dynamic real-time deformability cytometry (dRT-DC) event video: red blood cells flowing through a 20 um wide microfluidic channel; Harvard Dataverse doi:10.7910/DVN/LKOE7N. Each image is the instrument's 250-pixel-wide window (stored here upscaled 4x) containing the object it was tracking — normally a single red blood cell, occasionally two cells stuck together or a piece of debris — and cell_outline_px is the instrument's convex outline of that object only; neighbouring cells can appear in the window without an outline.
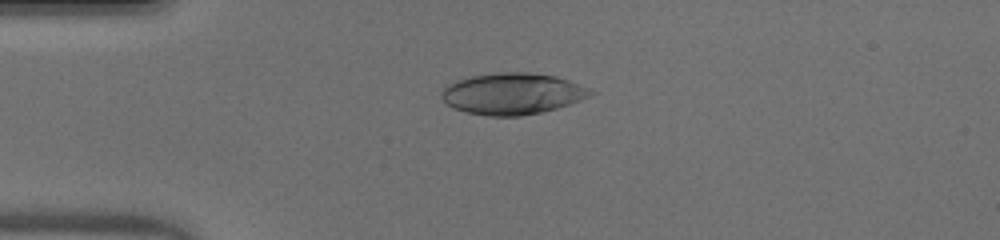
{"species": "human", "species_latin": "Homo sapiens", "temperature_condition": "warm", "stored_images_in_passage": 38, "camera_frame_rate_fps": 3000, "um_per_image_px": 0.085, "donor": {"sex": "male"}, "frame": {"image": 1, "passage_image": 1, "time_ms": 0.0, "image_size_px": [1000, 240], "cell_outline_px": [[596, 92], [580, 100], [556, 108], [540, 112], [520, 116], [488, 116], [468, 112], [452, 108], [440, 96], [440, 92], [448, 84], [456, 80], [472, 76], [500, 72], [528, 72], [556, 76], [568, 80], [588, 88]], "centroid_in_image_um": [43.53, 7.96], "position_along_channel_um": 41.5, "area_um2": 35.72}}
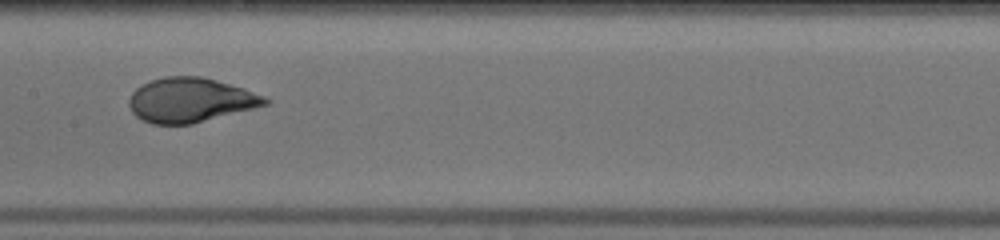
{"frame": {"image": 2, "passage_image": 14, "time_ms": 4.333, "image_size_px": [1000, 240], "cell_outline_px": [[272, 100], [268, 104], [192, 124], [152, 124], [136, 116], [132, 112], [128, 104], [128, 100], [132, 92], [136, 88], [152, 80], [164, 76], [200, 76], [216, 80], [244, 88], [264, 96]], "centroid_in_image_um": [16.18, 8.5], "position_along_channel_um": 191.2, "area_um2": 35.08}}
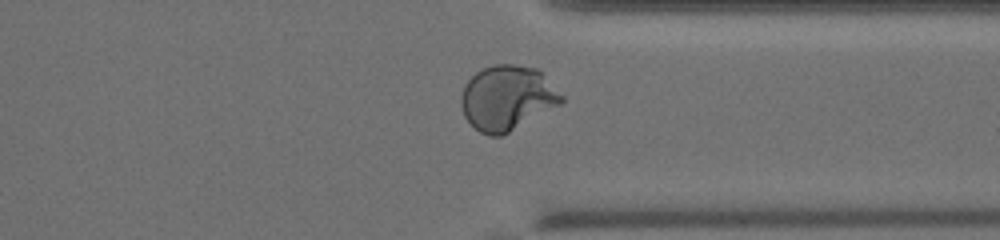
{"frame": {"image": 3, "passage_image": 27, "time_ms": 8.667, "image_size_px": [1000, 240], "cell_outline_px": [[564, 100], [560, 104], [508, 132], [500, 136], [488, 136], [480, 132], [464, 116], [460, 104], [460, 96], [464, 84], [476, 72], [492, 64], [516, 64], [536, 68], [564, 96]], "centroid_in_image_um": [43.08, 8.31], "position_along_channel_um": 368.3, "area_um2": 37.63}, "authors_computed_cell_mechanics": {"area_um2": 35.7493, "velocity_mm_per_s": 4.1019, "shape_relaxation_time_tau1_ms": 5.4809, "shape_relaxation_time_tau2_ms": null, "deformation_change_tau1": 0.2725, "deformation_change_tau2": null}}